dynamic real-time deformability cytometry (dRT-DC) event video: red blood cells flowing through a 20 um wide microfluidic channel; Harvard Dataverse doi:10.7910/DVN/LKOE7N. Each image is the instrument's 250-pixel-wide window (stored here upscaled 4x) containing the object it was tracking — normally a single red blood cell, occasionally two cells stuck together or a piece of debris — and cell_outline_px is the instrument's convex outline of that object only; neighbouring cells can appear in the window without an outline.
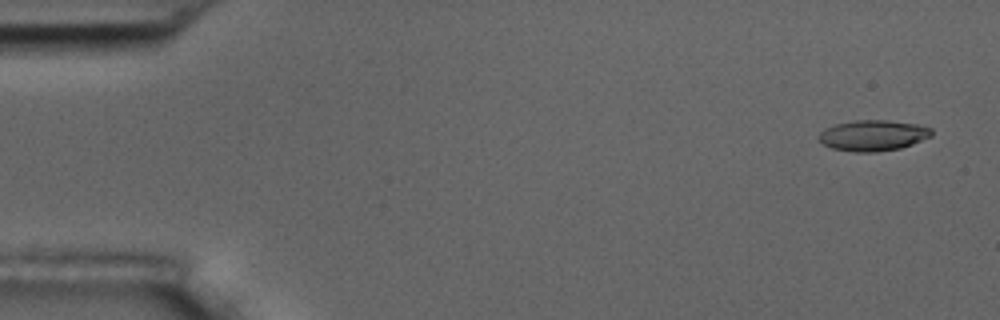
{"species": "common noctule bat (a hibernating species)", "species_latin": "Nyctalus noctula", "temperature_condition": "room temperature", "stored_images_in_passage": 5, "camera_frame_rate_fps": 3000, "um_per_image_px": 0.085, "animal": {"sex": "male", "body_mass_g": 17.5, "forearm_length_mm": 52.3}, "frame": {"image": 1, "passage_image": 1, "time_ms": 0.0, "image_size_px": [1000, 320], "cell_outline_px": [[932, 136], [912, 144], [900, 148], [876, 152], [856, 152], [832, 148], [824, 144], [816, 136], [824, 128], [836, 124], [856, 120], [888, 120], [916, 124], [932, 128]], "centroid_in_image_um": [74.2, 11.51], "position_along_channel_um": 10.8, "area_um2": 20.23}}
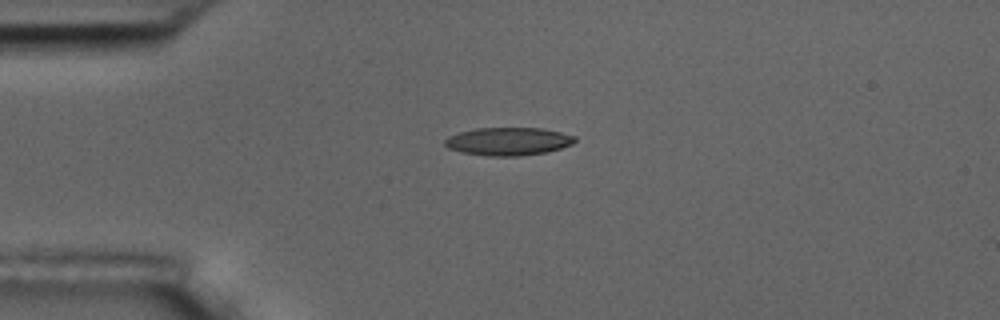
{"frame": {"image": 2, "passage_image": 4, "time_ms": 3.667, "image_size_px": [1000, 320], "cell_outline_px": [[576, 140], [572, 144], [560, 148], [544, 152], [520, 156], [488, 156], [460, 152], [448, 148], [444, 144], [444, 140], [448, 136], [460, 132], [476, 128], [540, 128], [560, 132], [576, 136]], "centroid_in_image_um": [43.17, 12.02], "position_along_channel_um": 41.8, "area_um2": 21.15}}